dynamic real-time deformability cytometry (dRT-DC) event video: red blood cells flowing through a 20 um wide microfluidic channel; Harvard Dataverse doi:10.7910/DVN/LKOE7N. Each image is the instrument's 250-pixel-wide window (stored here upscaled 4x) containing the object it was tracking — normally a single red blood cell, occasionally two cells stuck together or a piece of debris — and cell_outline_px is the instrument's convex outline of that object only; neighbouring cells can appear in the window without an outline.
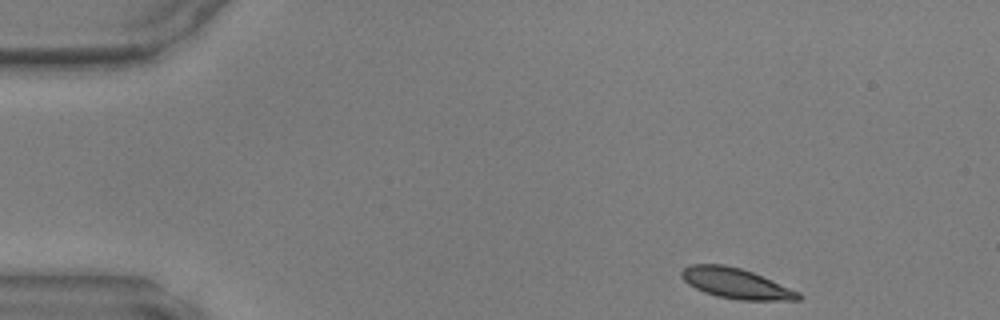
{"species": "common noctule bat (a hibernating species)", "species_latin": "Nyctalus noctula", "temperature_condition": "warm", "stored_images_in_passage": 43, "camera_frame_rate_fps": 3000, "um_per_image_px": 0.085, "animal": {"sex": "male", "body_mass_g": 17.9, "forearm_length_mm": 54.2}, "frame": {"image": 1, "passage_image": 1, "time_ms": 0.0, "image_size_px": [1000, 320], "cell_outline_px": [[804, 296], [800, 300], [740, 300], [716, 296], [704, 292], [688, 284], [680, 276], [680, 272], [684, 268], [692, 264], [724, 264], [740, 268], [752, 272], [800, 292]], "centroid_in_image_um": [62.56, 24.09], "position_along_channel_um": 22.4, "area_um2": 20.63}}
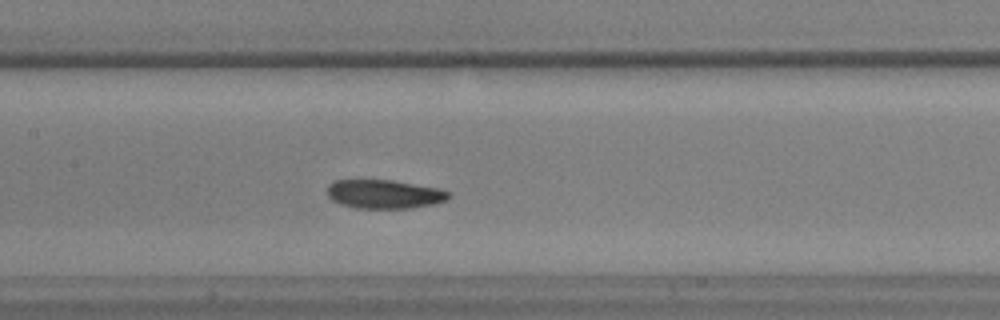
{"frame": {"image": 2, "passage_image": 18, "time_ms": 5.667, "image_size_px": [1000, 320], "cell_outline_px": [[452, 196], [444, 200], [432, 204], [408, 208], [356, 208], [340, 204], [332, 200], [328, 196], [328, 184], [336, 180], [392, 180], [440, 188], [452, 192]], "centroid_in_image_um": [32.68, 16.49], "position_along_channel_um": 174.7, "area_um2": 20.4}}
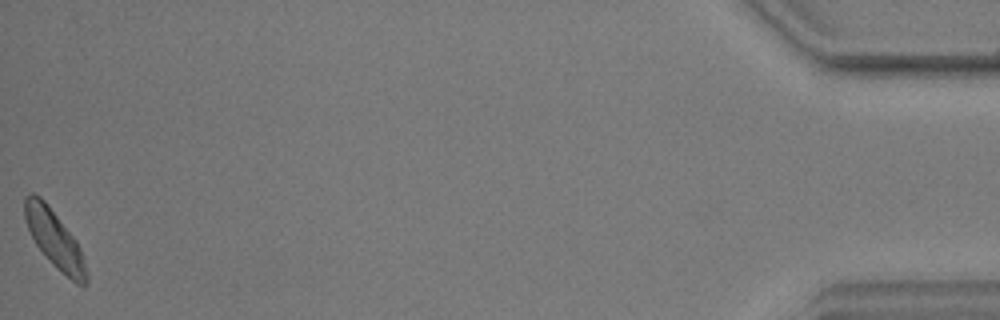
{"frame": {"image": 3, "passage_image": 43, "time_ms": 14.0, "image_size_px": [1000, 320], "cell_outline_px": [[88, 280], [84, 284], [76, 284], [36, 244], [28, 228], [24, 216], [24, 196], [32, 192], [40, 196], [44, 200], [76, 240], [80, 248], [88, 276]], "centroid_in_image_um": [4.62, 20.25], "position_along_channel_um": 430.6, "area_um2": 19.71}}